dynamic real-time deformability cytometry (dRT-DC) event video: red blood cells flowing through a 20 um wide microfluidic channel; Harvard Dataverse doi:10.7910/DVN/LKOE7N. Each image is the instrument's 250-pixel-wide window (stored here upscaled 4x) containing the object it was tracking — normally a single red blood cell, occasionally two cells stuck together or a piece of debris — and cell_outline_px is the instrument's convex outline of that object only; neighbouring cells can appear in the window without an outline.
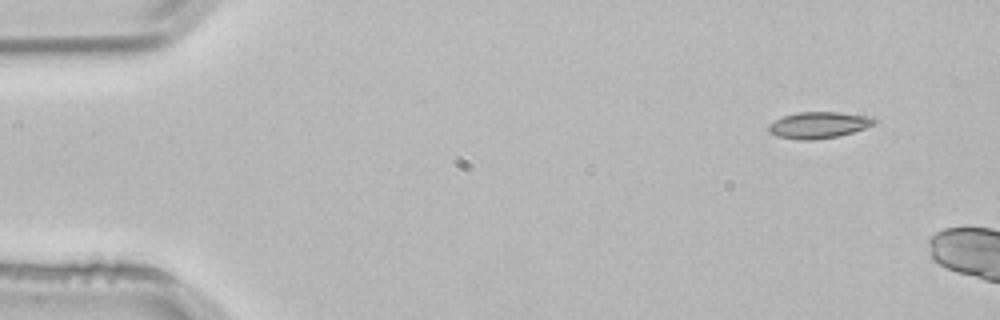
{"species": "common noctule bat (a hibernating species)", "species_latin": "Nyctalus noctula", "temperature_condition": "room temperature", "stored_images_in_passage": 2, "camera_frame_rate_fps": 3000, "um_per_image_px": 0.085, "animal": {"sex": "male", "body_mass_g": 21.5, "forearm_length_mm": 52.0}, "frame": {"image": 1, "passage_image": 1, "time_ms": 0.0, "image_size_px": [1000, 320], "cell_outline_px": [[876, 124], [840, 136], [812, 140], [796, 140], [776, 136], [768, 132], [768, 124], [784, 116], [800, 112], [840, 112], [872, 116], [876, 120]], "centroid_in_image_um": [69.59, 10.63], "position_along_channel_um": 15.4, "area_um2": 16.42}}